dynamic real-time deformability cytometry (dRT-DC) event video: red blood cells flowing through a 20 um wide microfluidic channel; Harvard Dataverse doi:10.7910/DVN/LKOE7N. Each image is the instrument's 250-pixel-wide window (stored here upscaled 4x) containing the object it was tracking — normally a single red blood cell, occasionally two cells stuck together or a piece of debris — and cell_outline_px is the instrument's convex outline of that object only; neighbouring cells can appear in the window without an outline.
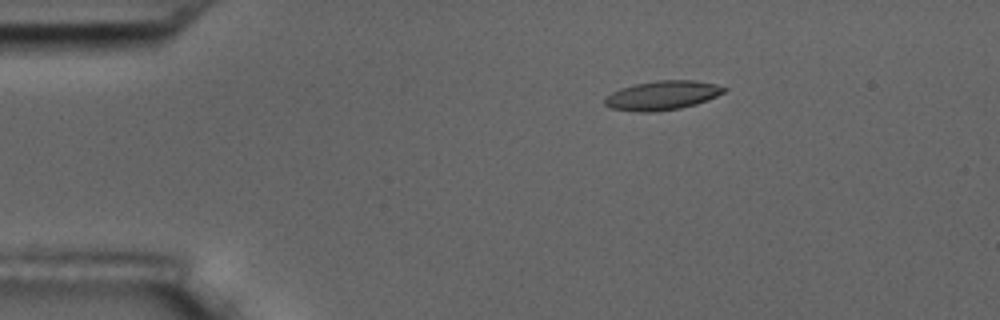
{"species": "common noctule bat (a hibernating species)", "species_latin": "Nyctalus noctula", "temperature_condition": "room temperature", "stored_images_in_passage": 5, "camera_frame_rate_fps": 3000, "um_per_image_px": 0.085, "animal": {"sex": "male", "body_mass_g": 17.5, "forearm_length_mm": 52.3}, "frame": {"image": 1, "passage_image": 3, "time_ms": 2.333, "image_size_px": [1000, 320], "cell_outline_px": [[728, 88], [724, 92], [716, 96], [696, 104], [680, 108], [652, 112], [636, 112], [612, 108], [604, 104], [604, 100], [612, 92], [620, 88], [636, 84], [656, 80], [696, 80], [716, 84]], "centroid_in_image_um": [56.3, 8.1], "position_along_channel_um": 28.7, "area_um2": 20.17}}